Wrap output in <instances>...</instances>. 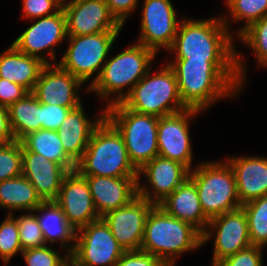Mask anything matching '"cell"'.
I'll list each match as a JSON object with an SVG mask.
<instances>
[{
	"instance_id": "1",
	"label": "cell",
	"mask_w": 267,
	"mask_h": 266,
	"mask_svg": "<svg viewBox=\"0 0 267 266\" xmlns=\"http://www.w3.org/2000/svg\"><path fill=\"white\" fill-rule=\"evenodd\" d=\"M174 71L183 104L188 109L208 110L223 98L236 97L244 89L237 62L174 59L167 62Z\"/></svg>"
},
{
	"instance_id": "2",
	"label": "cell",
	"mask_w": 267,
	"mask_h": 266,
	"mask_svg": "<svg viewBox=\"0 0 267 266\" xmlns=\"http://www.w3.org/2000/svg\"><path fill=\"white\" fill-rule=\"evenodd\" d=\"M217 17L182 18L174 43L168 51L175 55V59L237 62V73L244 86L248 73L247 60L237 51L233 38L236 36H233L232 30H228L221 16Z\"/></svg>"
},
{
	"instance_id": "3",
	"label": "cell",
	"mask_w": 267,
	"mask_h": 266,
	"mask_svg": "<svg viewBox=\"0 0 267 266\" xmlns=\"http://www.w3.org/2000/svg\"><path fill=\"white\" fill-rule=\"evenodd\" d=\"M156 55L142 44L132 43L124 51L106 60L101 74L88 88V92L97 94L104 102L108 100L105 108L121 103L135 84L152 68Z\"/></svg>"
},
{
	"instance_id": "4",
	"label": "cell",
	"mask_w": 267,
	"mask_h": 266,
	"mask_svg": "<svg viewBox=\"0 0 267 266\" xmlns=\"http://www.w3.org/2000/svg\"><path fill=\"white\" fill-rule=\"evenodd\" d=\"M202 246V234L191 224L167 214L158 205L150 210L141 251L156 256L167 266H176L177 257Z\"/></svg>"
},
{
	"instance_id": "5",
	"label": "cell",
	"mask_w": 267,
	"mask_h": 266,
	"mask_svg": "<svg viewBox=\"0 0 267 266\" xmlns=\"http://www.w3.org/2000/svg\"><path fill=\"white\" fill-rule=\"evenodd\" d=\"M75 170L82 176L138 177L121 134L106 118L94 129Z\"/></svg>"
},
{
	"instance_id": "6",
	"label": "cell",
	"mask_w": 267,
	"mask_h": 266,
	"mask_svg": "<svg viewBox=\"0 0 267 266\" xmlns=\"http://www.w3.org/2000/svg\"><path fill=\"white\" fill-rule=\"evenodd\" d=\"M189 179L197 188L202 211L209 220L241 208L235 175L226 160L199 162L190 171Z\"/></svg>"
},
{
	"instance_id": "7",
	"label": "cell",
	"mask_w": 267,
	"mask_h": 266,
	"mask_svg": "<svg viewBox=\"0 0 267 266\" xmlns=\"http://www.w3.org/2000/svg\"><path fill=\"white\" fill-rule=\"evenodd\" d=\"M165 64L155 73L151 68L135 84L121 104L137 113L157 117L188 109L181 100L174 71Z\"/></svg>"
},
{
	"instance_id": "8",
	"label": "cell",
	"mask_w": 267,
	"mask_h": 266,
	"mask_svg": "<svg viewBox=\"0 0 267 266\" xmlns=\"http://www.w3.org/2000/svg\"><path fill=\"white\" fill-rule=\"evenodd\" d=\"M105 118L121 134L129 160L137 171L158 156L159 117L137 113L117 103L105 108Z\"/></svg>"
},
{
	"instance_id": "9",
	"label": "cell",
	"mask_w": 267,
	"mask_h": 266,
	"mask_svg": "<svg viewBox=\"0 0 267 266\" xmlns=\"http://www.w3.org/2000/svg\"><path fill=\"white\" fill-rule=\"evenodd\" d=\"M120 33V31H105L92 35L67 36V50L57 64L84 85L92 77L85 90L88 91L101 74L104 63L109 58V51Z\"/></svg>"
},
{
	"instance_id": "10",
	"label": "cell",
	"mask_w": 267,
	"mask_h": 266,
	"mask_svg": "<svg viewBox=\"0 0 267 266\" xmlns=\"http://www.w3.org/2000/svg\"><path fill=\"white\" fill-rule=\"evenodd\" d=\"M124 252L108 225L100 218L77 231L75 248L70 257L78 266H115Z\"/></svg>"
},
{
	"instance_id": "11",
	"label": "cell",
	"mask_w": 267,
	"mask_h": 266,
	"mask_svg": "<svg viewBox=\"0 0 267 266\" xmlns=\"http://www.w3.org/2000/svg\"><path fill=\"white\" fill-rule=\"evenodd\" d=\"M33 21L34 23L11 44L24 54L40 59L46 65L57 64L54 48L67 40L66 15L63 8L53 15ZM43 52L50 58L45 57Z\"/></svg>"
},
{
	"instance_id": "12",
	"label": "cell",
	"mask_w": 267,
	"mask_h": 266,
	"mask_svg": "<svg viewBox=\"0 0 267 266\" xmlns=\"http://www.w3.org/2000/svg\"><path fill=\"white\" fill-rule=\"evenodd\" d=\"M211 239L214 241L212 266L250 247L248 219L243 208L210 219L202 234V245Z\"/></svg>"
},
{
	"instance_id": "13",
	"label": "cell",
	"mask_w": 267,
	"mask_h": 266,
	"mask_svg": "<svg viewBox=\"0 0 267 266\" xmlns=\"http://www.w3.org/2000/svg\"><path fill=\"white\" fill-rule=\"evenodd\" d=\"M201 114L196 109H186L159 117L157 126L158 155L185 165L190 171L193 165V148L190 123ZM192 121V122H191Z\"/></svg>"
},
{
	"instance_id": "14",
	"label": "cell",
	"mask_w": 267,
	"mask_h": 266,
	"mask_svg": "<svg viewBox=\"0 0 267 266\" xmlns=\"http://www.w3.org/2000/svg\"><path fill=\"white\" fill-rule=\"evenodd\" d=\"M177 17L171 0H144L137 43L156 54L160 49L168 51L181 22Z\"/></svg>"
},
{
	"instance_id": "15",
	"label": "cell",
	"mask_w": 267,
	"mask_h": 266,
	"mask_svg": "<svg viewBox=\"0 0 267 266\" xmlns=\"http://www.w3.org/2000/svg\"><path fill=\"white\" fill-rule=\"evenodd\" d=\"M189 173L185 165L158 155L138 171V195L159 205L189 178ZM142 176L148 184H141Z\"/></svg>"
},
{
	"instance_id": "16",
	"label": "cell",
	"mask_w": 267,
	"mask_h": 266,
	"mask_svg": "<svg viewBox=\"0 0 267 266\" xmlns=\"http://www.w3.org/2000/svg\"><path fill=\"white\" fill-rule=\"evenodd\" d=\"M154 206L137 195L126 206L110 211L101 218L124 251H139L146 219Z\"/></svg>"
},
{
	"instance_id": "17",
	"label": "cell",
	"mask_w": 267,
	"mask_h": 266,
	"mask_svg": "<svg viewBox=\"0 0 267 266\" xmlns=\"http://www.w3.org/2000/svg\"><path fill=\"white\" fill-rule=\"evenodd\" d=\"M67 36L121 31L123 26L111 14L105 0H77L64 5Z\"/></svg>"
},
{
	"instance_id": "18",
	"label": "cell",
	"mask_w": 267,
	"mask_h": 266,
	"mask_svg": "<svg viewBox=\"0 0 267 266\" xmlns=\"http://www.w3.org/2000/svg\"><path fill=\"white\" fill-rule=\"evenodd\" d=\"M83 86L78 78L58 64H47L31 93L40 103L76 108L83 102L79 94Z\"/></svg>"
},
{
	"instance_id": "19",
	"label": "cell",
	"mask_w": 267,
	"mask_h": 266,
	"mask_svg": "<svg viewBox=\"0 0 267 266\" xmlns=\"http://www.w3.org/2000/svg\"><path fill=\"white\" fill-rule=\"evenodd\" d=\"M55 202L64 212L67 221L77 231L100 219L94 207L88 182L76 170L68 172L63 179Z\"/></svg>"
},
{
	"instance_id": "20",
	"label": "cell",
	"mask_w": 267,
	"mask_h": 266,
	"mask_svg": "<svg viewBox=\"0 0 267 266\" xmlns=\"http://www.w3.org/2000/svg\"><path fill=\"white\" fill-rule=\"evenodd\" d=\"M83 177L88 182L94 207L100 218L110 211L126 206L138 195L139 177Z\"/></svg>"
},
{
	"instance_id": "21",
	"label": "cell",
	"mask_w": 267,
	"mask_h": 266,
	"mask_svg": "<svg viewBox=\"0 0 267 266\" xmlns=\"http://www.w3.org/2000/svg\"><path fill=\"white\" fill-rule=\"evenodd\" d=\"M63 166L22 146V175L34 186L42 201H55L68 174Z\"/></svg>"
},
{
	"instance_id": "22",
	"label": "cell",
	"mask_w": 267,
	"mask_h": 266,
	"mask_svg": "<svg viewBox=\"0 0 267 266\" xmlns=\"http://www.w3.org/2000/svg\"><path fill=\"white\" fill-rule=\"evenodd\" d=\"M226 161L232 168L238 198L243 205L267 195V157L233 156Z\"/></svg>"
},
{
	"instance_id": "23",
	"label": "cell",
	"mask_w": 267,
	"mask_h": 266,
	"mask_svg": "<svg viewBox=\"0 0 267 266\" xmlns=\"http://www.w3.org/2000/svg\"><path fill=\"white\" fill-rule=\"evenodd\" d=\"M85 115L83 104L71 109L60 125L57 133L66 154L77 163L90 141L94 129L105 118V109L94 120Z\"/></svg>"
},
{
	"instance_id": "24",
	"label": "cell",
	"mask_w": 267,
	"mask_h": 266,
	"mask_svg": "<svg viewBox=\"0 0 267 266\" xmlns=\"http://www.w3.org/2000/svg\"><path fill=\"white\" fill-rule=\"evenodd\" d=\"M32 213L42 229L45 244L53 246L59 241L60 248L70 256L75 248L77 230L67 221L60 206L55 201H43Z\"/></svg>"
},
{
	"instance_id": "25",
	"label": "cell",
	"mask_w": 267,
	"mask_h": 266,
	"mask_svg": "<svg viewBox=\"0 0 267 266\" xmlns=\"http://www.w3.org/2000/svg\"><path fill=\"white\" fill-rule=\"evenodd\" d=\"M160 206L167 214L191 224L203 234L209 223L204 215L195 184L188 178Z\"/></svg>"
},
{
	"instance_id": "26",
	"label": "cell",
	"mask_w": 267,
	"mask_h": 266,
	"mask_svg": "<svg viewBox=\"0 0 267 266\" xmlns=\"http://www.w3.org/2000/svg\"><path fill=\"white\" fill-rule=\"evenodd\" d=\"M45 65L40 59L17 50L12 44L0 53V77L21 85L28 92H32Z\"/></svg>"
},
{
	"instance_id": "27",
	"label": "cell",
	"mask_w": 267,
	"mask_h": 266,
	"mask_svg": "<svg viewBox=\"0 0 267 266\" xmlns=\"http://www.w3.org/2000/svg\"><path fill=\"white\" fill-rule=\"evenodd\" d=\"M43 201L34 186L24 176L6 179L0 182V208L13 212H33Z\"/></svg>"
},
{
	"instance_id": "28",
	"label": "cell",
	"mask_w": 267,
	"mask_h": 266,
	"mask_svg": "<svg viewBox=\"0 0 267 266\" xmlns=\"http://www.w3.org/2000/svg\"><path fill=\"white\" fill-rule=\"evenodd\" d=\"M20 143L26 150L43 155L69 172L76 169V163L66 154L57 131L41 129L24 136Z\"/></svg>"
},
{
	"instance_id": "29",
	"label": "cell",
	"mask_w": 267,
	"mask_h": 266,
	"mask_svg": "<svg viewBox=\"0 0 267 266\" xmlns=\"http://www.w3.org/2000/svg\"><path fill=\"white\" fill-rule=\"evenodd\" d=\"M9 124L15 140L41 130V103L28 92L22 99L8 107Z\"/></svg>"
},
{
	"instance_id": "30",
	"label": "cell",
	"mask_w": 267,
	"mask_h": 266,
	"mask_svg": "<svg viewBox=\"0 0 267 266\" xmlns=\"http://www.w3.org/2000/svg\"><path fill=\"white\" fill-rule=\"evenodd\" d=\"M225 5L228 13L221 18L229 31L232 20L244 21V25L235 32L237 37L253 23L267 16V0H225Z\"/></svg>"
},
{
	"instance_id": "31",
	"label": "cell",
	"mask_w": 267,
	"mask_h": 266,
	"mask_svg": "<svg viewBox=\"0 0 267 266\" xmlns=\"http://www.w3.org/2000/svg\"><path fill=\"white\" fill-rule=\"evenodd\" d=\"M248 219L251 246H267V195L241 206Z\"/></svg>"
},
{
	"instance_id": "32",
	"label": "cell",
	"mask_w": 267,
	"mask_h": 266,
	"mask_svg": "<svg viewBox=\"0 0 267 266\" xmlns=\"http://www.w3.org/2000/svg\"><path fill=\"white\" fill-rule=\"evenodd\" d=\"M238 39L254 52L258 67H267V16L249 26Z\"/></svg>"
},
{
	"instance_id": "33",
	"label": "cell",
	"mask_w": 267,
	"mask_h": 266,
	"mask_svg": "<svg viewBox=\"0 0 267 266\" xmlns=\"http://www.w3.org/2000/svg\"><path fill=\"white\" fill-rule=\"evenodd\" d=\"M17 220L7 214L0 224V259L5 266L17 253H22Z\"/></svg>"
},
{
	"instance_id": "34",
	"label": "cell",
	"mask_w": 267,
	"mask_h": 266,
	"mask_svg": "<svg viewBox=\"0 0 267 266\" xmlns=\"http://www.w3.org/2000/svg\"><path fill=\"white\" fill-rule=\"evenodd\" d=\"M18 223L19 238L22 250L39 248L45 244L42 229L38 224L36 216L32 212H25L21 216H14Z\"/></svg>"
},
{
	"instance_id": "35",
	"label": "cell",
	"mask_w": 267,
	"mask_h": 266,
	"mask_svg": "<svg viewBox=\"0 0 267 266\" xmlns=\"http://www.w3.org/2000/svg\"><path fill=\"white\" fill-rule=\"evenodd\" d=\"M22 175V145L20 141L0 146V182Z\"/></svg>"
},
{
	"instance_id": "36",
	"label": "cell",
	"mask_w": 267,
	"mask_h": 266,
	"mask_svg": "<svg viewBox=\"0 0 267 266\" xmlns=\"http://www.w3.org/2000/svg\"><path fill=\"white\" fill-rule=\"evenodd\" d=\"M21 255L27 266H60L69 257L68 254L61 255L52 245L27 249Z\"/></svg>"
},
{
	"instance_id": "37",
	"label": "cell",
	"mask_w": 267,
	"mask_h": 266,
	"mask_svg": "<svg viewBox=\"0 0 267 266\" xmlns=\"http://www.w3.org/2000/svg\"><path fill=\"white\" fill-rule=\"evenodd\" d=\"M61 8L58 0H22V16L30 21L53 15Z\"/></svg>"
},
{
	"instance_id": "38",
	"label": "cell",
	"mask_w": 267,
	"mask_h": 266,
	"mask_svg": "<svg viewBox=\"0 0 267 266\" xmlns=\"http://www.w3.org/2000/svg\"><path fill=\"white\" fill-rule=\"evenodd\" d=\"M262 250V247L250 246L223 259L215 266H263Z\"/></svg>"
},
{
	"instance_id": "39",
	"label": "cell",
	"mask_w": 267,
	"mask_h": 266,
	"mask_svg": "<svg viewBox=\"0 0 267 266\" xmlns=\"http://www.w3.org/2000/svg\"><path fill=\"white\" fill-rule=\"evenodd\" d=\"M71 109L41 103V129L57 131Z\"/></svg>"
},
{
	"instance_id": "40",
	"label": "cell",
	"mask_w": 267,
	"mask_h": 266,
	"mask_svg": "<svg viewBox=\"0 0 267 266\" xmlns=\"http://www.w3.org/2000/svg\"><path fill=\"white\" fill-rule=\"evenodd\" d=\"M115 266H167L161 259L150 253L125 251Z\"/></svg>"
},
{
	"instance_id": "41",
	"label": "cell",
	"mask_w": 267,
	"mask_h": 266,
	"mask_svg": "<svg viewBox=\"0 0 267 266\" xmlns=\"http://www.w3.org/2000/svg\"><path fill=\"white\" fill-rule=\"evenodd\" d=\"M28 91L21 85L0 77V105L9 107L22 99Z\"/></svg>"
},
{
	"instance_id": "42",
	"label": "cell",
	"mask_w": 267,
	"mask_h": 266,
	"mask_svg": "<svg viewBox=\"0 0 267 266\" xmlns=\"http://www.w3.org/2000/svg\"><path fill=\"white\" fill-rule=\"evenodd\" d=\"M111 14L116 20L124 26L131 16L130 14L135 11L139 4V0H105Z\"/></svg>"
},
{
	"instance_id": "43",
	"label": "cell",
	"mask_w": 267,
	"mask_h": 266,
	"mask_svg": "<svg viewBox=\"0 0 267 266\" xmlns=\"http://www.w3.org/2000/svg\"><path fill=\"white\" fill-rule=\"evenodd\" d=\"M15 141L9 124V111L5 106L0 105V146Z\"/></svg>"
},
{
	"instance_id": "44",
	"label": "cell",
	"mask_w": 267,
	"mask_h": 266,
	"mask_svg": "<svg viewBox=\"0 0 267 266\" xmlns=\"http://www.w3.org/2000/svg\"><path fill=\"white\" fill-rule=\"evenodd\" d=\"M60 266H78V264L69 256Z\"/></svg>"
},
{
	"instance_id": "45",
	"label": "cell",
	"mask_w": 267,
	"mask_h": 266,
	"mask_svg": "<svg viewBox=\"0 0 267 266\" xmlns=\"http://www.w3.org/2000/svg\"><path fill=\"white\" fill-rule=\"evenodd\" d=\"M74 1H77V0H58V3L63 7L64 5L74 2Z\"/></svg>"
}]
</instances>
